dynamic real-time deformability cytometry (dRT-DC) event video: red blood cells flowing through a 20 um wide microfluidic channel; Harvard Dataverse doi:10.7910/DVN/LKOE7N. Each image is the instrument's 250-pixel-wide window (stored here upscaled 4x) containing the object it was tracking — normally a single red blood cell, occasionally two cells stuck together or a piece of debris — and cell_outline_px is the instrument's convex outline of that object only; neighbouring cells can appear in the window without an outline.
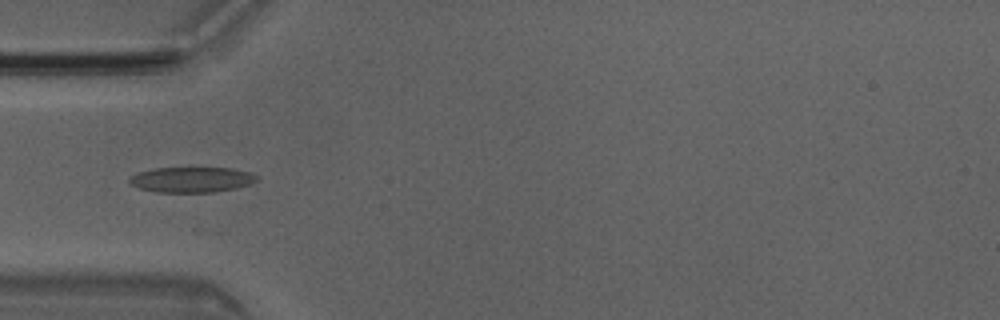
{"species": "Egyptian fruit bat (a non-hibernating species)", "species_latin": "Rousettus aegyptiacus", "temperature_condition": "room temperature", "stored_images_in_passage": 6, "camera_frame_rate_fps": 3000, "um_per_image_px": 0.085, "animal": {"sex": "male"}, "frame": {"image": 1, "passage_image": 4, "time_ms": 1.0, "image_size_px": [1000, 320], "cell_outline_px": [[256, 180], [252, 184], [236, 188], [216, 192], [156, 192], [140, 188], [132, 184], [128, 180], [128, 176], [136, 172], [156, 168], [232, 168], [252, 172], [256, 176]], "centroid_in_image_um": [16.28, 15.26], "position_along_channel_um": 68.7, "area_um2": 18.96}}